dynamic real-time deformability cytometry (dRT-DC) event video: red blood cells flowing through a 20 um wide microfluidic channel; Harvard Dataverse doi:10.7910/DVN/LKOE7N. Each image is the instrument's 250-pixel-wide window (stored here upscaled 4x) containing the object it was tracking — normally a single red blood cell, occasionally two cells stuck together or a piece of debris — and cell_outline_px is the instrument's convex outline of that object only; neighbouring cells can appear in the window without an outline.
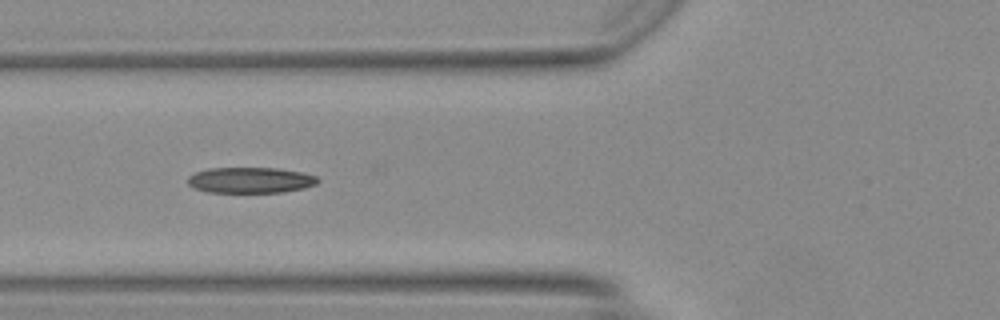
{"species": "Egyptian fruit bat (a non-hibernating species)", "species_latin": "Rousettus aegyptiacus", "temperature_condition": "warm", "stored_images_in_passage": 24, "camera_frame_rate_fps": 3000, "um_per_image_px": 0.085, "animal": {"sex": "female"}, "frame": {"image": 1, "passage_image": 8, "time_ms": 2.333, "image_size_px": [1000, 320], "cell_outline_px": [[320, 180], [316, 184], [304, 188], [284, 192], [208, 192], [196, 188], [188, 184], [188, 176], [196, 172], [208, 168], [280, 168], [300, 172], [316, 176]], "centroid_in_image_um": [21.3, 15.31], "position_along_channel_um": 104.5, "area_um2": 19.48}, "authors_computed_cell_mechanics": {"area_um2": 21.5016, "velocity_mm_per_s": 4.2317, "shape_relaxation_time_tau1_ms": 6.0686, "shape_relaxation_time_tau2_ms": 1.5143, "deformation_change_tau1": 0.2222, "deformation_change_tau2": 0.1017}}